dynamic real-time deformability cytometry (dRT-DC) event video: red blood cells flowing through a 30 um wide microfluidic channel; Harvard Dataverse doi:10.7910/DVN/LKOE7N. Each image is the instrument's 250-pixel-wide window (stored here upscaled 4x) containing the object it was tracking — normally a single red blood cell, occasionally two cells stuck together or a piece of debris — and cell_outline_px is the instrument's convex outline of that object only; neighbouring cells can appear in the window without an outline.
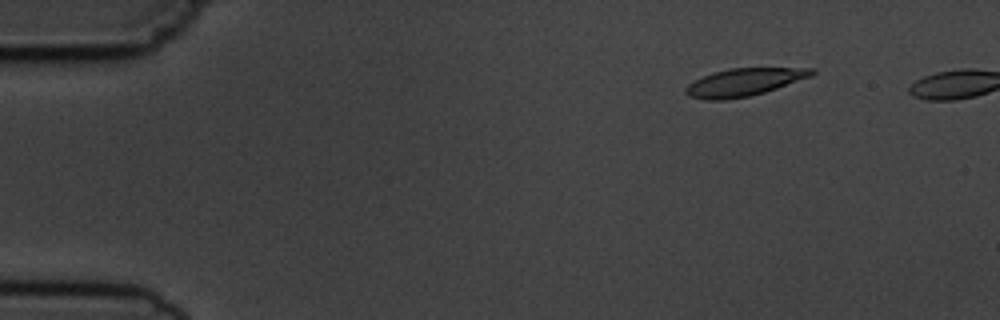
{"species": "common noctule bat (a hibernating species)", "species_latin": "Nyctalus noctula", "temperature_condition": "cold", "stored_images_in_passage": 5, "camera_frame_rate_fps": 3000, "um_per_image_px": 0.085, "animal": {"sex": "male", "body_mass_g": 19.5, "forearm_length_mm": 54.6}, "frame": {"image": 1, "passage_image": 2, "time_ms": 1.0, "image_size_px": [1000, 320], "cell_outline_px": [[816, 72], [812, 76], [764, 92], [748, 96], [724, 100], [704, 100], [688, 96], [684, 92], [684, 88], [688, 84], [704, 76], [728, 68], [816, 68]], "centroid_in_image_um": [63.23, 6.99], "position_along_channel_um": 21.8, "area_um2": 20.17}}